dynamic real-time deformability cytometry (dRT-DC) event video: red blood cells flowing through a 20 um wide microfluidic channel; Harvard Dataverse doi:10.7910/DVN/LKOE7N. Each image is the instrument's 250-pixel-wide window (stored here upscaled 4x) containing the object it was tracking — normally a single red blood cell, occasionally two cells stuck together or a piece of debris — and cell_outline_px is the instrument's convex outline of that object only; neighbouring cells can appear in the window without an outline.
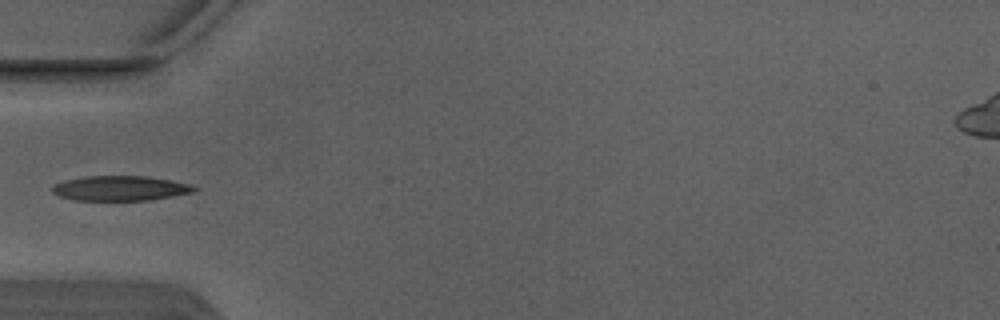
{"species": "Egyptian fruit bat (a non-hibernating species)", "species_latin": "Rousettus aegyptiacus", "temperature_condition": "warm", "stored_images_in_passage": 5, "camera_frame_rate_fps": 3000, "um_per_image_px": 0.085, "animal": {"sex": "male"}, "frame": {"image": 1, "passage_image": 4, "time_ms": 1.0, "image_size_px": [1000, 320], "cell_outline_px": [[200, 188], [196, 192], [152, 200], [76, 200], [60, 196], [52, 192], [52, 184], [64, 180], [84, 176], [148, 176], [172, 180], [192, 184]], "centroid_in_image_um": [10.29, 16.0], "position_along_channel_um": 74.7, "area_um2": 20.92}}
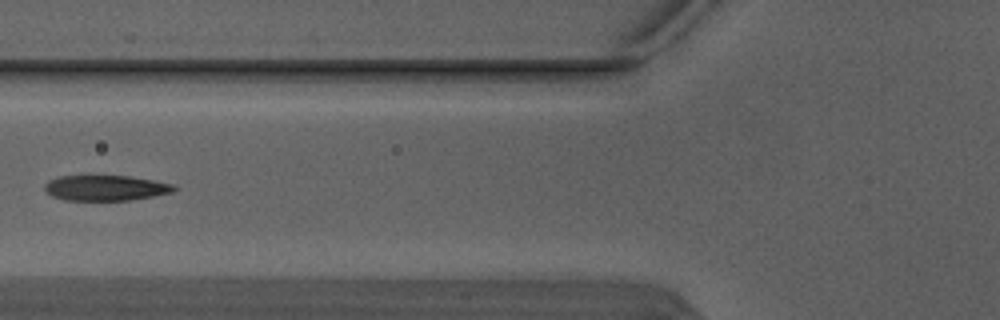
{"frame": {"image": 2, "passage_image": 5, "time_ms": 1.333, "image_size_px": [1000, 320], "cell_outline_px": [[176, 188], [172, 192], [132, 200], [64, 200], [52, 196], [44, 192], [44, 184], [48, 180], [60, 176], [128, 176], [176, 184]], "centroid_in_image_um": [8.94, 15.97], "position_along_channel_um": 116.9, "area_um2": 19.19}}